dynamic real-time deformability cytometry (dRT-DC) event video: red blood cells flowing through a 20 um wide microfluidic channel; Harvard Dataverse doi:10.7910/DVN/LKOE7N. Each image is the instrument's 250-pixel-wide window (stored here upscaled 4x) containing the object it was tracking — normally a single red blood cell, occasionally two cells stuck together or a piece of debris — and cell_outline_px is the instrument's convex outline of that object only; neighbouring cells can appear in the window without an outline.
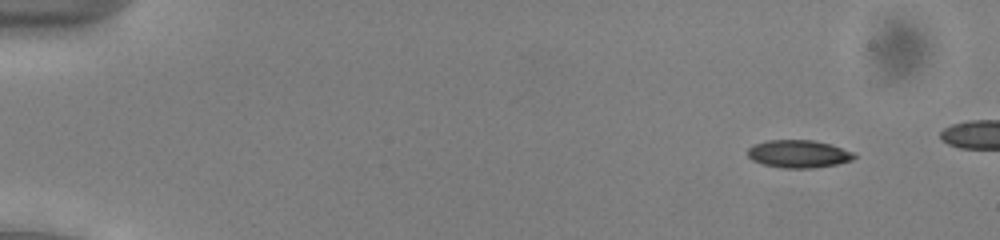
{"species": "common noctule bat (a hibernating species)", "species_latin": "Nyctalus noctula", "temperature_condition": "cold", "stored_images_in_passage": 49, "camera_frame_rate_fps": 3000, "um_per_image_px": 0.085, "animal": {"sex": "male", "body_mass_g": 13.0, "forearm_length_mm": 53.1}, "frame": {"image": 1, "passage_image": 5, "time_ms": 1.333, "image_size_px": [1000, 240], "cell_outline_px": [[856, 156], [852, 160], [836, 164], [816, 168], [780, 168], [764, 164], [752, 160], [748, 156], [748, 148], [752, 144], [768, 140], [812, 140], [832, 144], [852, 152]], "centroid_in_image_um": [67.86, 13.08], "position_along_channel_um": 17.1, "area_um2": 17.28}}
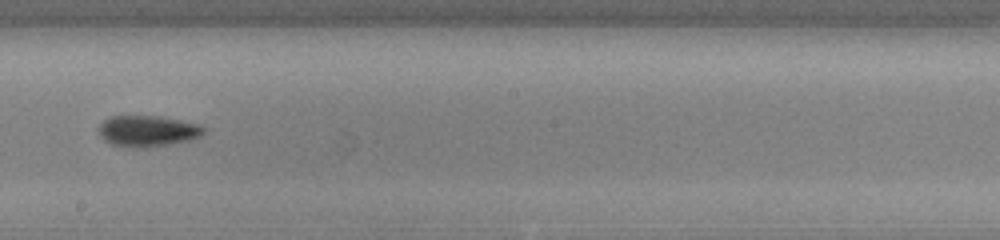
{"frame": {"image": 2, "passage_image": 31, "time_ms": 10.0, "image_size_px": [1000, 240], "cell_outline_px": [[208, 128], [200, 136], [188, 140], [168, 144], [144, 148], [136, 148], [112, 144], [104, 140], [100, 136], [100, 124], [108, 116], [160, 116], [200, 124]], "centroid_in_image_um": [12.57, 11.13], "position_along_channel_um": 235.6, "area_um2": 19.02}}
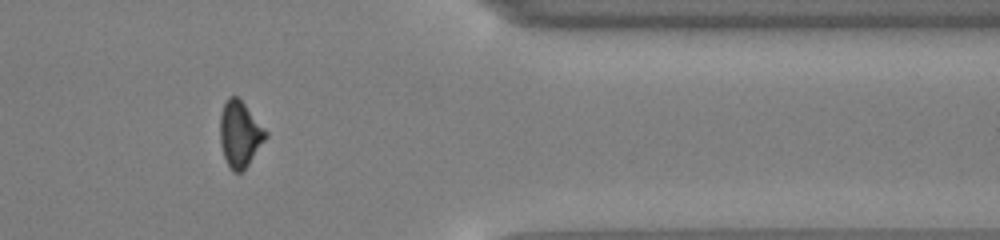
{"frame": {"image": 3, "passage_image": 44, "time_ms": 14.333, "image_size_px": [1000, 240], "cell_outline_px": [[268, 136], [248, 164], [240, 172], [232, 172], [224, 156], [220, 144], [220, 112], [228, 96], [236, 96], [244, 104], [268, 132]], "centroid_in_image_um": [20.38, 11.39], "position_along_channel_um": 391.0, "area_um2": 17.34}}